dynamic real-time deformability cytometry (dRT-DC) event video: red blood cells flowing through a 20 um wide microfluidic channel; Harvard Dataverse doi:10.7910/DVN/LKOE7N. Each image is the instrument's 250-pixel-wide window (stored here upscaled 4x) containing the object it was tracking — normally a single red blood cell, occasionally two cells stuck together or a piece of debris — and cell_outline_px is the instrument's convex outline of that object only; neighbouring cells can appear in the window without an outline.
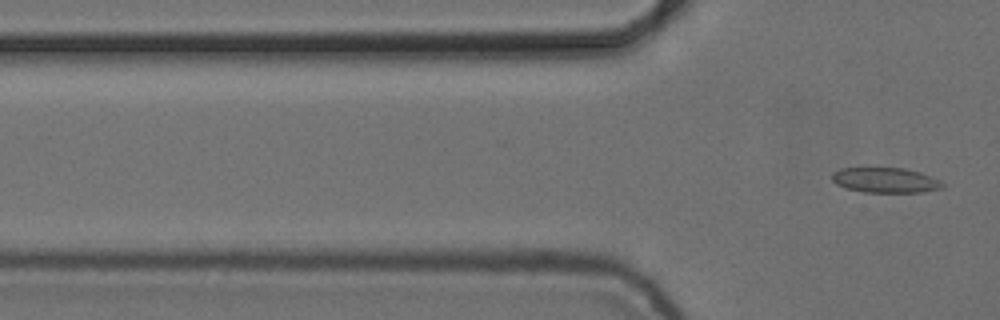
{"species": "common noctule bat (a hibernating species)", "species_latin": "Nyctalus noctula", "temperature_condition": "cold", "stored_images_in_passage": 4, "camera_frame_rate_fps": 3000, "um_per_image_px": 0.085, "animal": {"sex": "female", "body_mass_g": 24.6, "forearm_length_mm": 56.2}, "frame": {"image": 1, "passage_image": 4, "time_ms": 1.0, "image_size_px": [1000, 320], "cell_outline_px": [[944, 188], [924, 192], [864, 192], [848, 188], [836, 184], [832, 180], [832, 172], [840, 168], [904, 168], [920, 172], [932, 176], [940, 180], [944, 184]], "centroid_in_image_um": [75.29, 15.31], "position_along_channel_um": 50.5, "area_um2": 16.24}}